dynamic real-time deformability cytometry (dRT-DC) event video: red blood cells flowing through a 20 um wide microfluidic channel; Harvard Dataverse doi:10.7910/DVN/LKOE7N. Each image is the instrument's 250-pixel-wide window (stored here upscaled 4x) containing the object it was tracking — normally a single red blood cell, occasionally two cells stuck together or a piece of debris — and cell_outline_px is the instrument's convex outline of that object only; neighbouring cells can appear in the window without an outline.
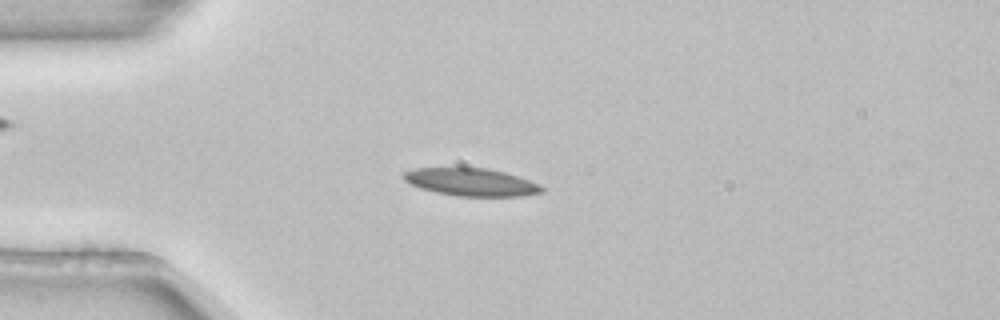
{"species": "common noctule bat (a hibernating species)", "species_latin": "Nyctalus noctula", "temperature_condition": "room temperature", "stored_images_in_passage": 2, "camera_frame_rate_fps": 3000, "um_per_image_px": 0.085, "animal": {"sex": "female", "body_mass_g": 22.7, "forearm_length_mm": 54.2}, "frame": {"image": 1, "passage_image": 2, "time_ms": 0.333, "image_size_px": [1000, 320], "cell_outline_px": [[544, 192], [520, 196], [456, 196], [436, 192], [420, 188], [404, 180], [404, 172], [416, 168], [488, 168], [504, 172], [540, 184], [544, 188]], "centroid_in_image_um": [40.07, 15.48], "position_along_channel_um": 44.9, "area_um2": 22.08}}